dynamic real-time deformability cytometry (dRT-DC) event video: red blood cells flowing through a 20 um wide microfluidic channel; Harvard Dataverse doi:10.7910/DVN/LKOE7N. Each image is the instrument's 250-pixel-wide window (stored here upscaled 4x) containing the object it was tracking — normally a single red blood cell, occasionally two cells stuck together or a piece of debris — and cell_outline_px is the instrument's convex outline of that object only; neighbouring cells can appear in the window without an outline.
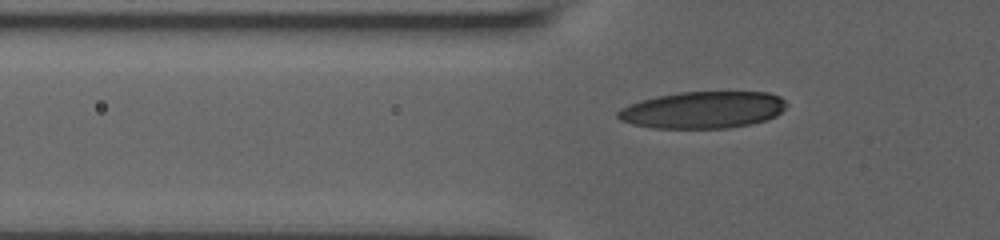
{"species": "human", "species_latin": "Homo sapiens", "temperature_condition": "room temperature", "stored_images_in_passage": 35, "camera_frame_rate_fps": 3000, "um_per_image_px": 0.085, "donor": {"sex": "male"}, "frame": {"image": 1, "passage_image": 6, "time_ms": 1.667, "image_size_px": [1000, 240], "cell_outline_px": [[780, 108], [772, 116], [760, 120], [740, 124], [652, 124], [620, 116], [628, 108], [652, 100], [668, 96], [696, 92], [756, 92], [776, 96], [780, 100]], "centroid_in_image_um": [60.02, 9.23], "position_along_channel_um": 65.8, "area_um2": 29.77}}
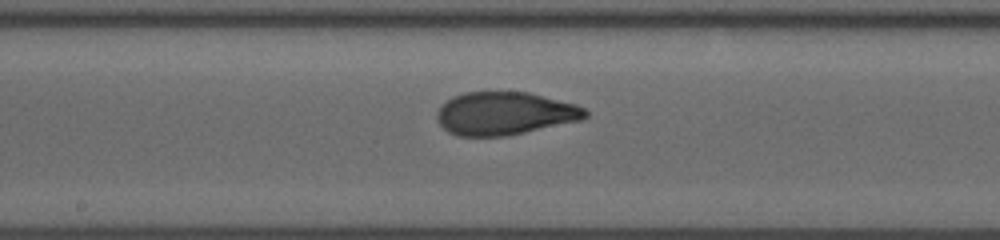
{"frame": {"image": 2, "passage_image": 17, "time_ms": 5.333, "image_size_px": [1000, 240], "cell_outline_px": [[584, 116], [512, 132], [456, 132], [444, 120], [444, 108], [452, 100], [464, 96], [484, 92], [508, 92], [528, 96], [564, 104], [580, 108], [584, 112]], "centroid_in_image_um": [42.91, 9.57], "position_along_channel_um": 205.3, "area_um2": 29.77}}
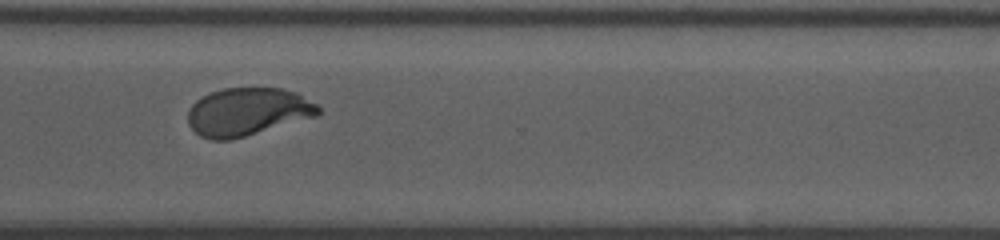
{"frame": {"image": 3, "passage_image": 28, "time_ms": 9.0, "image_size_px": [1000, 240], "cell_outline_px": [[316, 112], [240, 136], [208, 136], [200, 132], [192, 124], [192, 108], [200, 100], [208, 96], [220, 92], [236, 88], [268, 88], [280, 92], [312, 104], [316, 108]], "centroid_in_image_um": [20.93, 9.46], "position_along_channel_um": 349.7, "area_um2": 30.58}}